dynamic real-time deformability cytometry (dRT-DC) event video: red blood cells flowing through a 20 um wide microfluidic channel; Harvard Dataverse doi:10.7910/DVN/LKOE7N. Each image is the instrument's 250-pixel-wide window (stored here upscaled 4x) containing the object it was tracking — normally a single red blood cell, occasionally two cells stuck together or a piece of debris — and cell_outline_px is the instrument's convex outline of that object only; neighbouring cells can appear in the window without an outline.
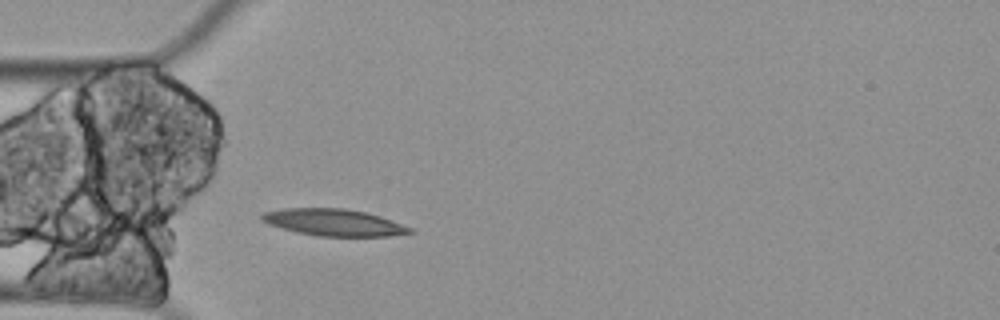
{"species": "Egyptian fruit bat (a non-hibernating species)", "species_latin": "Rousettus aegyptiacus", "temperature_condition": "cold", "stored_images_in_passage": 4, "camera_frame_rate_fps": 3000, "um_per_image_px": 0.085, "animal": {"sex": "female"}, "frame": {"image": 1, "passage_image": 4, "time_ms": 1.0, "image_size_px": [1000, 320], "cell_outline_px": [[416, 232], [388, 236], [316, 236], [296, 232], [280, 228], [268, 224], [260, 220], [260, 216], [264, 212], [284, 208], [344, 208], [364, 212], [380, 216], [412, 228]], "centroid_in_image_um": [28.34, 18.91], "position_along_channel_um": 56.7, "area_um2": 23.18}}